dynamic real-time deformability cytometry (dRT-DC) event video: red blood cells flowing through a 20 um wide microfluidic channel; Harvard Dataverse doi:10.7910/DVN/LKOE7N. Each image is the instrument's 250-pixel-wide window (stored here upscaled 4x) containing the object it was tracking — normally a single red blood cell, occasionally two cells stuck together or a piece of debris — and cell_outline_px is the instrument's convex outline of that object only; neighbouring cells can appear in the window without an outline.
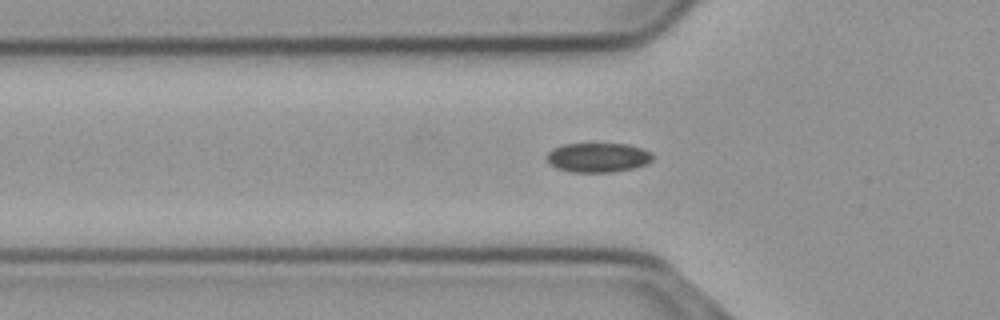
{"species": "common noctule bat (a hibernating species)", "species_latin": "Nyctalus noctula", "temperature_condition": "cold", "stored_images_in_passage": 53, "camera_frame_rate_fps": 3000, "um_per_image_px": 0.085, "animal": {"sex": "male", "body_mass_g": 23.1, "forearm_length_mm": 52.7}, "frame": {"image": 1, "passage_image": 15, "time_ms": 4.667, "image_size_px": [1000, 320], "cell_outline_px": [[652, 160], [648, 164], [632, 168], [612, 172], [572, 172], [556, 168], [548, 164], [548, 152], [552, 148], [564, 144], [628, 144], [652, 152]], "centroid_in_image_um": [50.82, 13.39], "position_along_channel_um": 75.0, "area_um2": 18.15}}
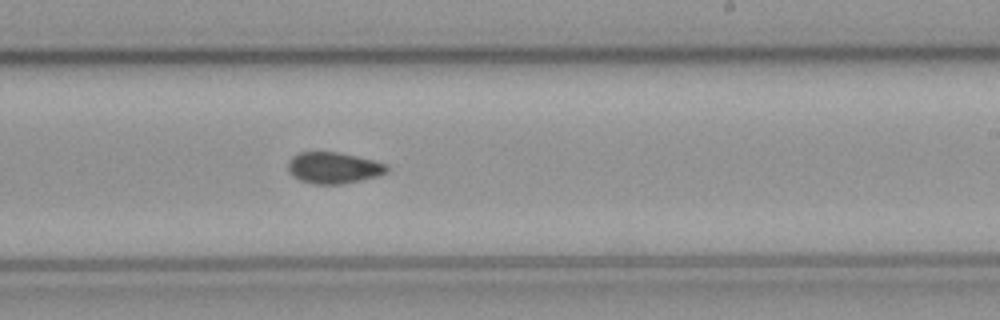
{"frame": {"image": 2, "passage_image": 30, "time_ms": 9.667, "image_size_px": [1000, 320], "cell_outline_px": [[388, 172], [376, 176], [360, 180], [340, 184], [312, 184], [300, 180], [292, 176], [288, 172], [288, 160], [292, 156], [300, 152], [340, 152], [388, 164]], "centroid_in_image_um": [28.32, 14.26], "position_along_channel_um": 260.7, "area_um2": 18.09}}
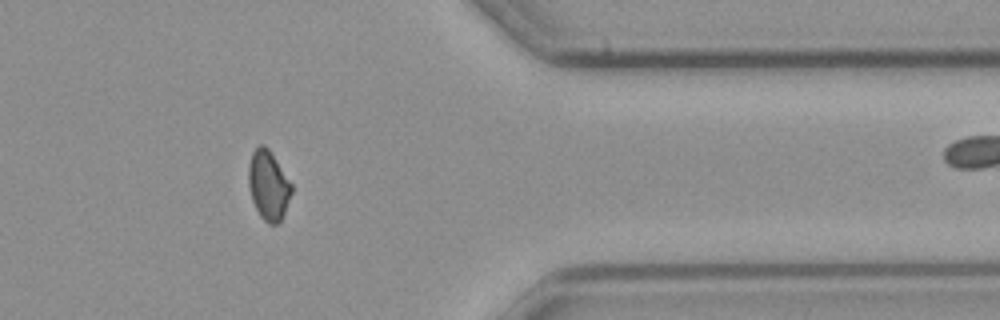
{"frame": {"image": 3, "passage_image": 42, "time_ms": 13.667, "image_size_px": [1000, 320], "cell_outline_px": [[292, 192], [284, 212], [280, 220], [276, 224], [268, 224], [260, 216], [252, 200], [248, 184], [248, 164], [252, 152], [260, 144], [264, 144], [268, 148], [292, 184]], "centroid_in_image_um": [22.79, 15.74], "position_along_channel_um": 388.6, "area_um2": 17.28}}